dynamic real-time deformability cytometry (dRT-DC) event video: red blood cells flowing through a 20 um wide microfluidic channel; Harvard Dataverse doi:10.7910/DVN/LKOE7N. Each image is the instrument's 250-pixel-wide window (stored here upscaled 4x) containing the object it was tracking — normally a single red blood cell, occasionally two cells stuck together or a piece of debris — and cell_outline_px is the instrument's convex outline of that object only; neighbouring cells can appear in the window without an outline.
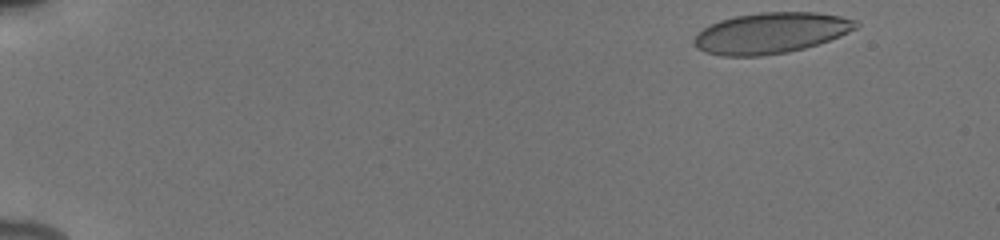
{"species": "human", "species_latin": "Homo sapiens", "temperature_condition": "cold", "stored_images_in_passage": 49, "camera_frame_rate_fps": 3000, "um_per_image_px": 0.085, "donor": {"sex": "male"}, "frame": {"image": 1, "passage_image": 1, "time_ms": 0.0, "image_size_px": [1000, 240], "cell_outline_px": [[860, 24], [856, 28], [840, 36], [804, 48], [788, 52], [760, 56], [720, 56], [704, 52], [696, 48], [692, 40], [696, 32], [720, 20], [736, 16], [760, 12], [816, 12], [840, 16], [856, 20]], "centroid_in_image_um": [65.48, 2.81], "position_along_channel_um": 19.5, "area_um2": 38.61}}
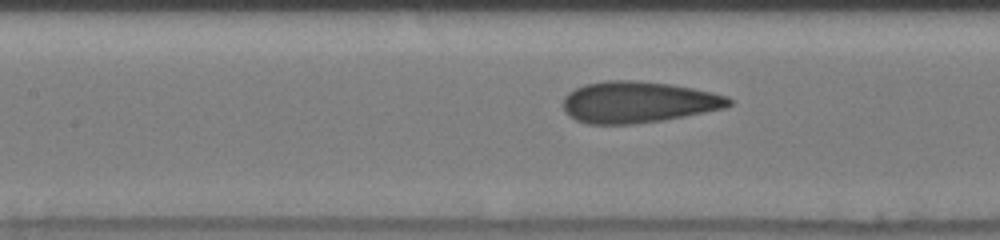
{"frame": {"image": 2, "passage_image": 22, "time_ms": 7.0, "image_size_px": [1000, 240], "cell_outline_px": [[732, 104], [724, 108], [664, 120], [632, 124], [588, 124], [576, 120], [568, 116], [564, 112], [564, 96], [568, 92], [584, 84], [604, 80], [632, 80], [668, 84], [692, 88], [712, 92], [728, 96], [732, 100]], "centroid_in_image_um": [54.21, 8.68], "position_along_channel_um": 153.2, "area_um2": 40.0}}
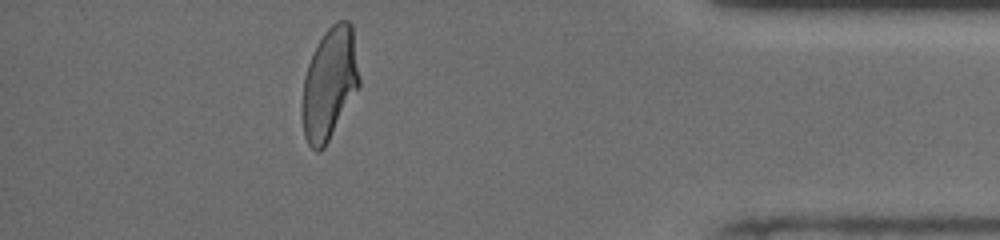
{"frame": {"image": 3, "passage_image": 44, "time_ms": 14.333, "image_size_px": [1000, 240], "cell_outline_px": [[360, 84], [324, 148], [320, 152], [316, 152], [308, 144], [304, 136], [304, 76], [308, 64], [324, 32], [336, 20], [348, 20], [352, 24], [360, 80]], "centroid_in_image_um": [28.03, 7.07], "position_along_channel_um": 407.2, "area_um2": 36.3}, "authors_computed_cell_mechanics": {"area_um2": 38.9572, "velocity_mm_per_s": 3.9131, "shape_relaxation_time_tau1_ms": 8.4054, "shape_relaxation_time_tau2_ms": 0.8072, "deformation_change_tau1": 0.2172, "deformation_change_tau2": 0.0732}}